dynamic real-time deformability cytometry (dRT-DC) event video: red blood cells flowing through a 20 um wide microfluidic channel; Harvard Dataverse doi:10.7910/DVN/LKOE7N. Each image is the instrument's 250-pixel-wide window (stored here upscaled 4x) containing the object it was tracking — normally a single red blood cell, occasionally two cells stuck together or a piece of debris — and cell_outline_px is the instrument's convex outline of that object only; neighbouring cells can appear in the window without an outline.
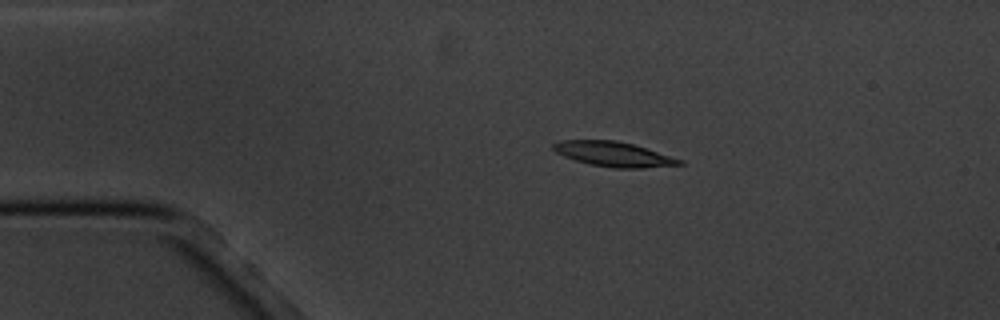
{"species": "common noctule bat (a hibernating species)", "species_latin": "Nyctalus noctula", "temperature_condition": "cold", "stored_images_in_passage": 4, "camera_frame_rate_fps": 3000, "um_per_image_px": 0.085, "animal": {"sex": "male", "body_mass_g": 20.1, "forearm_length_mm": 53.5}, "frame": {"image": 1, "passage_image": 1, "time_ms": 0.0, "image_size_px": [1000, 320], "cell_outline_px": [[684, 164], [644, 168], [612, 168], [588, 164], [564, 156], [556, 152], [552, 148], [552, 144], [560, 140], [616, 140], [632, 144], [684, 160]], "centroid_in_image_um": [52.15, 13.1], "position_along_channel_um": 32.9, "area_um2": 18.21}}
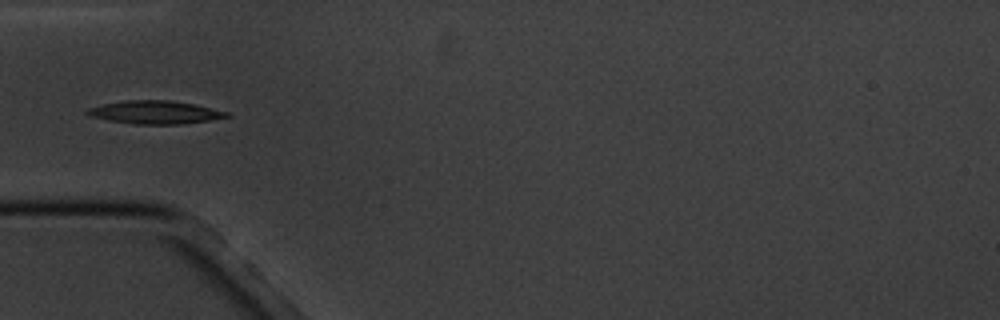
{"frame": {"image": 2, "passage_image": 3, "time_ms": 2.333, "image_size_px": [1000, 320], "cell_outline_px": [[232, 116], [212, 120], [184, 124], [136, 124], [108, 120], [88, 116], [84, 112], [88, 108], [104, 104], [124, 100], [168, 100], [192, 104], [228, 112]], "centroid_in_image_um": [13.16, 9.55], "position_along_channel_um": 71.8, "area_um2": 18.73}}
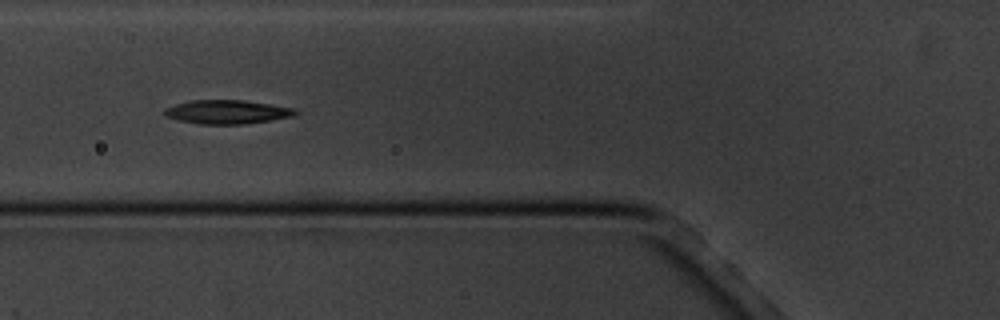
{"frame": {"image": 3, "passage_image": 4, "time_ms": 3.333, "image_size_px": [1000, 320], "cell_outline_px": [[296, 116], [244, 124], [200, 124], [180, 120], [164, 116], [164, 108], [188, 100], [244, 100], [296, 108]], "centroid_in_image_um": [19.3, 9.51], "position_along_channel_um": 106.5, "area_um2": 18.21}}